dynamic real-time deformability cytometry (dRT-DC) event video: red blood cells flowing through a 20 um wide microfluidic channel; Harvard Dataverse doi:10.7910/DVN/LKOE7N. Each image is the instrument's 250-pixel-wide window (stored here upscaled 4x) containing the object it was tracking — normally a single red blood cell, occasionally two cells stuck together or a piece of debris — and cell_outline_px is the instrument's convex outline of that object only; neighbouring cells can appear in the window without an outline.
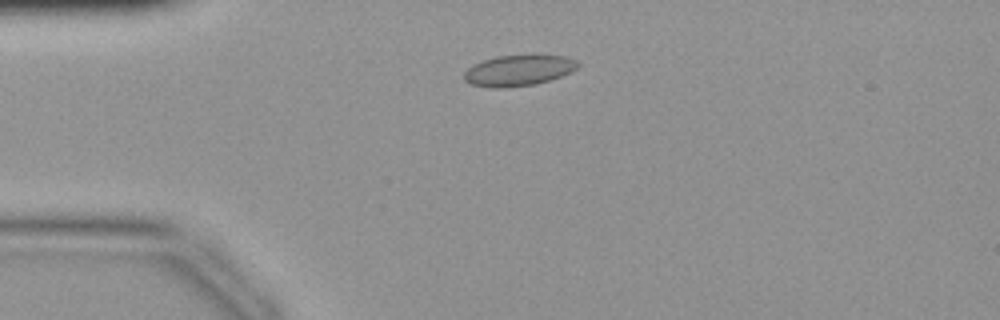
{"species": "common noctule bat (a hibernating species)", "species_latin": "Nyctalus noctula", "temperature_condition": "warm", "stored_images_in_passage": 40, "camera_frame_rate_fps": 3000, "um_per_image_px": 0.085, "animal": {"sex": "female", "body_mass_g": 19.9}, "frame": {"image": 1, "passage_image": 8, "time_ms": 2.333, "image_size_px": [1000, 320], "cell_outline_px": [[580, 64], [572, 72], [536, 84], [504, 88], [492, 88], [472, 84], [464, 80], [464, 72], [472, 64], [496, 56], [532, 52], [564, 56], [576, 60]], "centroid_in_image_um": [44.1, 5.94], "position_along_channel_um": 40.9, "area_um2": 21.21}}
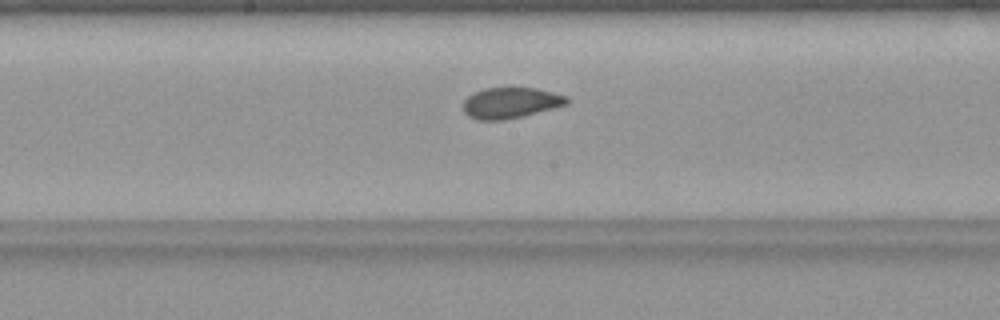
{"frame": {"image": 2, "passage_image": 20, "time_ms": 6.333, "image_size_px": [1000, 320], "cell_outline_px": [[572, 100], [568, 104], [524, 116], [504, 120], [476, 120], [468, 116], [464, 112], [464, 100], [468, 96], [484, 88], [536, 88], [568, 96]], "centroid_in_image_um": [43.44, 8.75], "position_along_channel_um": 204.8, "area_um2": 18.73}}
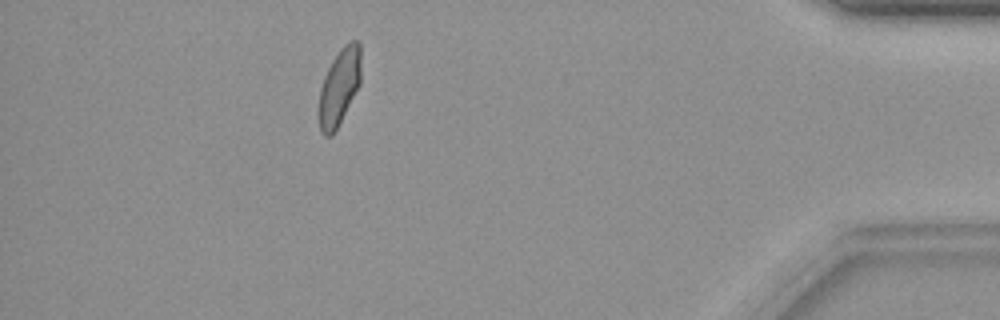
{"frame": {"image": 3, "passage_image": 36, "time_ms": 11.667, "image_size_px": [1000, 320], "cell_outline_px": [[360, 84], [332, 136], [324, 136], [320, 132], [316, 112], [320, 88], [324, 76], [332, 60], [340, 48], [348, 40], [356, 40], [360, 44]], "centroid_in_image_um": [28.79, 7.41], "position_along_channel_um": 406.4, "area_um2": 19.13}}